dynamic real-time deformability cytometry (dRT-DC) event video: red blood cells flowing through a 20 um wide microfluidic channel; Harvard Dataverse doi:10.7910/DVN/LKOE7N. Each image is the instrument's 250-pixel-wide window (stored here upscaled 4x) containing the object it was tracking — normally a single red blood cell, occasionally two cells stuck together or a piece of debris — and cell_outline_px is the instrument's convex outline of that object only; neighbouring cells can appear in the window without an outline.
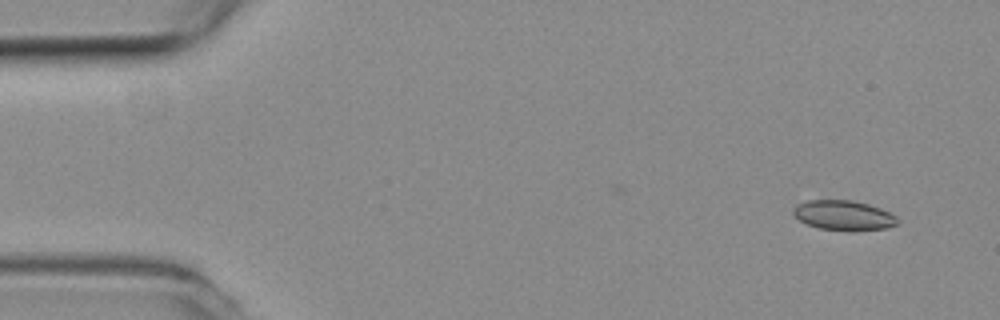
{"species": "common noctule bat (a hibernating species)", "species_latin": "Nyctalus noctula", "temperature_condition": "room temperature", "stored_images_in_passage": 52, "camera_frame_rate_fps": 3000, "um_per_image_px": 0.085, "animal": {"sex": "female", "body_mass_g": 19.3, "forearm_length_mm": 54.1}, "frame": {"image": 1, "passage_image": 2, "time_ms": 0.333, "image_size_px": [1000, 320], "cell_outline_px": [[900, 220], [896, 224], [884, 228], [852, 232], [848, 232], [820, 228], [808, 224], [800, 220], [792, 212], [792, 208], [796, 204], [808, 200], [852, 200], [868, 204], [880, 208], [896, 216]], "centroid_in_image_um": [71.7, 18.31], "position_along_channel_um": 13.3, "area_um2": 18.26}}
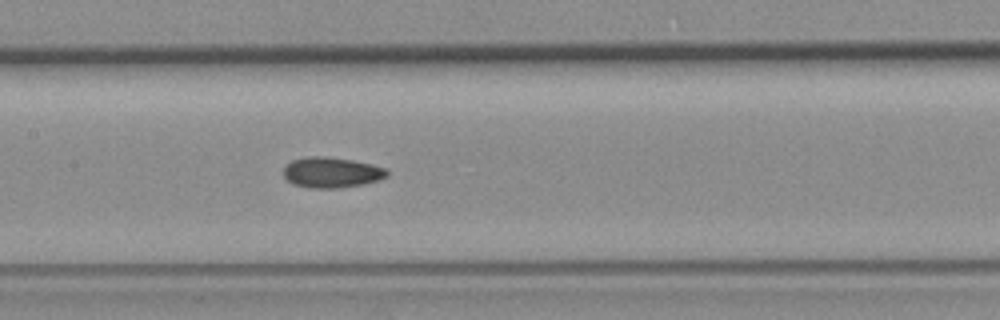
{"frame": {"image": 2, "passage_image": 24, "time_ms": 7.667, "image_size_px": [1000, 320], "cell_outline_px": [[388, 176], [380, 180], [364, 184], [340, 188], [308, 188], [292, 184], [284, 176], [284, 164], [292, 160], [312, 156], [324, 156], [352, 160], [372, 164], [384, 168], [388, 172]], "centroid_in_image_um": [28.17, 14.66], "position_along_channel_um": 179.2, "area_um2": 18.55}}
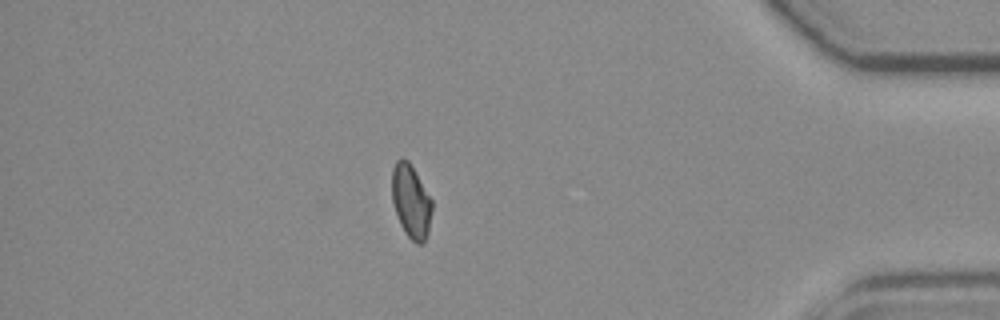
{"frame": {"image": 3, "passage_image": 45, "time_ms": 14.667, "image_size_px": [1000, 320], "cell_outline_px": [[432, 208], [428, 232], [424, 244], [416, 244], [408, 236], [400, 224], [392, 200], [392, 168], [396, 160], [400, 156], [408, 160], [432, 200]], "centroid_in_image_um": [34.93, 17.1], "position_along_channel_um": 400.3, "area_um2": 17.11}, "authors_computed_cell_mechanics": {"area_um2": 17.8024, "velocity_mm_per_s": 3.7787, "shape_relaxation_time_tau1_ms": null, "shape_relaxation_time_tau2_ms": 5.0533, "deformation_change_tau1": null, "deformation_change_tau2": 0.0877}}